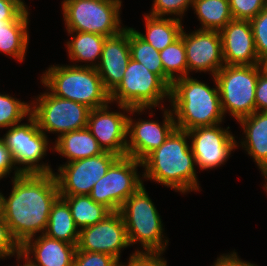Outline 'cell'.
I'll return each mask as SVG.
<instances>
[{
	"label": "cell",
	"instance_id": "obj_26",
	"mask_svg": "<svg viewBox=\"0 0 267 266\" xmlns=\"http://www.w3.org/2000/svg\"><path fill=\"white\" fill-rule=\"evenodd\" d=\"M80 230L75 224L68 204L59 197L52 205L45 229L46 236L77 246Z\"/></svg>",
	"mask_w": 267,
	"mask_h": 266
},
{
	"label": "cell",
	"instance_id": "obj_38",
	"mask_svg": "<svg viewBox=\"0 0 267 266\" xmlns=\"http://www.w3.org/2000/svg\"><path fill=\"white\" fill-rule=\"evenodd\" d=\"M24 0H0V23L15 20L26 8Z\"/></svg>",
	"mask_w": 267,
	"mask_h": 266
},
{
	"label": "cell",
	"instance_id": "obj_31",
	"mask_svg": "<svg viewBox=\"0 0 267 266\" xmlns=\"http://www.w3.org/2000/svg\"><path fill=\"white\" fill-rule=\"evenodd\" d=\"M30 103L0 93V128H10L31 114Z\"/></svg>",
	"mask_w": 267,
	"mask_h": 266
},
{
	"label": "cell",
	"instance_id": "obj_33",
	"mask_svg": "<svg viewBox=\"0 0 267 266\" xmlns=\"http://www.w3.org/2000/svg\"><path fill=\"white\" fill-rule=\"evenodd\" d=\"M249 22L253 32L257 56L261 61L267 56V6Z\"/></svg>",
	"mask_w": 267,
	"mask_h": 266
},
{
	"label": "cell",
	"instance_id": "obj_4",
	"mask_svg": "<svg viewBox=\"0 0 267 266\" xmlns=\"http://www.w3.org/2000/svg\"><path fill=\"white\" fill-rule=\"evenodd\" d=\"M41 76L47 91L60 98L86 105L90 109L110 104V93L93 67L51 65Z\"/></svg>",
	"mask_w": 267,
	"mask_h": 266
},
{
	"label": "cell",
	"instance_id": "obj_30",
	"mask_svg": "<svg viewBox=\"0 0 267 266\" xmlns=\"http://www.w3.org/2000/svg\"><path fill=\"white\" fill-rule=\"evenodd\" d=\"M159 53L164 73L172 81L188 76L186 50L181 36Z\"/></svg>",
	"mask_w": 267,
	"mask_h": 266
},
{
	"label": "cell",
	"instance_id": "obj_7",
	"mask_svg": "<svg viewBox=\"0 0 267 266\" xmlns=\"http://www.w3.org/2000/svg\"><path fill=\"white\" fill-rule=\"evenodd\" d=\"M261 65H224L214 76L223 114L237 121L256 111L255 89Z\"/></svg>",
	"mask_w": 267,
	"mask_h": 266
},
{
	"label": "cell",
	"instance_id": "obj_43",
	"mask_svg": "<svg viewBox=\"0 0 267 266\" xmlns=\"http://www.w3.org/2000/svg\"><path fill=\"white\" fill-rule=\"evenodd\" d=\"M0 217H4V195L0 192Z\"/></svg>",
	"mask_w": 267,
	"mask_h": 266
},
{
	"label": "cell",
	"instance_id": "obj_11",
	"mask_svg": "<svg viewBox=\"0 0 267 266\" xmlns=\"http://www.w3.org/2000/svg\"><path fill=\"white\" fill-rule=\"evenodd\" d=\"M138 166H142V162L137 159L119 157L94 184L89 196L111 212L119 211L122 204L143 185V177L137 173Z\"/></svg>",
	"mask_w": 267,
	"mask_h": 266
},
{
	"label": "cell",
	"instance_id": "obj_10",
	"mask_svg": "<svg viewBox=\"0 0 267 266\" xmlns=\"http://www.w3.org/2000/svg\"><path fill=\"white\" fill-rule=\"evenodd\" d=\"M31 102V115L41 131L61 135L87 127L90 108L86 105L63 99L44 92ZM47 131V132H46Z\"/></svg>",
	"mask_w": 267,
	"mask_h": 266
},
{
	"label": "cell",
	"instance_id": "obj_40",
	"mask_svg": "<svg viewBox=\"0 0 267 266\" xmlns=\"http://www.w3.org/2000/svg\"><path fill=\"white\" fill-rule=\"evenodd\" d=\"M255 108L258 112H267V74L261 71L255 89Z\"/></svg>",
	"mask_w": 267,
	"mask_h": 266
},
{
	"label": "cell",
	"instance_id": "obj_19",
	"mask_svg": "<svg viewBox=\"0 0 267 266\" xmlns=\"http://www.w3.org/2000/svg\"><path fill=\"white\" fill-rule=\"evenodd\" d=\"M130 59L129 27H125L116 35L106 37L100 61L95 69L109 93L122 81Z\"/></svg>",
	"mask_w": 267,
	"mask_h": 266
},
{
	"label": "cell",
	"instance_id": "obj_24",
	"mask_svg": "<svg viewBox=\"0 0 267 266\" xmlns=\"http://www.w3.org/2000/svg\"><path fill=\"white\" fill-rule=\"evenodd\" d=\"M146 34L132 28L138 36L156 50L161 51L176 41L183 30L182 20L177 18L154 17L145 14Z\"/></svg>",
	"mask_w": 267,
	"mask_h": 266
},
{
	"label": "cell",
	"instance_id": "obj_41",
	"mask_svg": "<svg viewBox=\"0 0 267 266\" xmlns=\"http://www.w3.org/2000/svg\"><path fill=\"white\" fill-rule=\"evenodd\" d=\"M213 264L211 266H256V264L242 261L235 251L230 254L220 255Z\"/></svg>",
	"mask_w": 267,
	"mask_h": 266
},
{
	"label": "cell",
	"instance_id": "obj_37",
	"mask_svg": "<svg viewBox=\"0 0 267 266\" xmlns=\"http://www.w3.org/2000/svg\"><path fill=\"white\" fill-rule=\"evenodd\" d=\"M161 255L158 253H132L127 265L118 262V266H167V261Z\"/></svg>",
	"mask_w": 267,
	"mask_h": 266
},
{
	"label": "cell",
	"instance_id": "obj_36",
	"mask_svg": "<svg viewBox=\"0 0 267 266\" xmlns=\"http://www.w3.org/2000/svg\"><path fill=\"white\" fill-rule=\"evenodd\" d=\"M21 253L20 244L14 239L3 217H0V259Z\"/></svg>",
	"mask_w": 267,
	"mask_h": 266
},
{
	"label": "cell",
	"instance_id": "obj_3",
	"mask_svg": "<svg viewBox=\"0 0 267 266\" xmlns=\"http://www.w3.org/2000/svg\"><path fill=\"white\" fill-rule=\"evenodd\" d=\"M176 79L170 87L172 112L176 128L189 131L197 127L222 124L225 115L222 112L219 89L200 82L193 77Z\"/></svg>",
	"mask_w": 267,
	"mask_h": 266
},
{
	"label": "cell",
	"instance_id": "obj_23",
	"mask_svg": "<svg viewBox=\"0 0 267 266\" xmlns=\"http://www.w3.org/2000/svg\"><path fill=\"white\" fill-rule=\"evenodd\" d=\"M29 12L26 8L15 20L0 23V52L22 62L29 43Z\"/></svg>",
	"mask_w": 267,
	"mask_h": 266
},
{
	"label": "cell",
	"instance_id": "obj_12",
	"mask_svg": "<svg viewBox=\"0 0 267 266\" xmlns=\"http://www.w3.org/2000/svg\"><path fill=\"white\" fill-rule=\"evenodd\" d=\"M118 158L115 153L105 151L100 155L58 166V173L54 175L60 196L89 195L94 184Z\"/></svg>",
	"mask_w": 267,
	"mask_h": 266
},
{
	"label": "cell",
	"instance_id": "obj_34",
	"mask_svg": "<svg viewBox=\"0 0 267 266\" xmlns=\"http://www.w3.org/2000/svg\"><path fill=\"white\" fill-rule=\"evenodd\" d=\"M233 19L251 20L266 6L267 0H229Z\"/></svg>",
	"mask_w": 267,
	"mask_h": 266
},
{
	"label": "cell",
	"instance_id": "obj_25",
	"mask_svg": "<svg viewBox=\"0 0 267 266\" xmlns=\"http://www.w3.org/2000/svg\"><path fill=\"white\" fill-rule=\"evenodd\" d=\"M67 32L69 35L72 34V39L66 42L68 57L70 60L76 61V63L78 61L87 62V64L91 62L88 65L84 64L80 66L96 68L101 58L102 48L106 37L89 32Z\"/></svg>",
	"mask_w": 267,
	"mask_h": 266
},
{
	"label": "cell",
	"instance_id": "obj_14",
	"mask_svg": "<svg viewBox=\"0 0 267 266\" xmlns=\"http://www.w3.org/2000/svg\"><path fill=\"white\" fill-rule=\"evenodd\" d=\"M217 124L193 128L188 132L191 141V149L195 157L196 165L201 170L213 169L227 161L233 149L239 146L230 127L221 128Z\"/></svg>",
	"mask_w": 267,
	"mask_h": 266
},
{
	"label": "cell",
	"instance_id": "obj_44",
	"mask_svg": "<svg viewBox=\"0 0 267 266\" xmlns=\"http://www.w3.org/2000/svg\"><path fill=\"white\" fill-rule=\"evenodd\" d=\"M262 71H264L267 74V56L264 57L260 62Z\"/></svg>",
	"mask_w": 267,
	"mask_h": 266
},
{
	"label": "cell",
	"instance_id": "obj_45",
	"mask_svg": "<svg viewBox=\"0 0 267 266\" xmlns=\"http://www.w3.org/2000/svg\"><path fill=\"white\" fill-rule=\"evenodd\" d=\"M263 175L262 176H264V178H265V184H264V188H265V191H266V193H267V171L266 172H264V173H262Z\"/></svg>",
	"mask_w": 267,
	"mask_h": 266
},
{
	"label": "cell",
	"instance_id": "obj_13",
	"mask_svg": "<svg viewBox=\"0 0 267 266\" xmlns=\"http://www.w3.org/2000/svg\"><path fill=\"white\" fill-rule=\"evenodd\" d=\"M122 112L108 111V104L96 109H91L88 115L87 128L96 138L104 151L115 153L119 157L127 156V119L129 114H141L148 108H130L119 105Z\"/></svg>",
	"mask_w": 267,
	"mask_h": 266
},
{
	"label": "cell",
	"instance_id": "obj_20",
	"mask_svg": "<svg viewBox=\"0 0 267 266\" xmlns=\"http://www.w3.org/2000/svg\"><path fill=\"white\" fill-rule=\"evenodd\" d=\"M76 249V245L41 234L28 239L21 246V253L35 266H73Z\"/></svg>",
	"mask_w": 267,
	"mask_h": 266
},
{
	"label": "cell",
	"instance_id": "obj_39",
	"mask_svg": "<svg viewBox=\"0 0 267 266\" xmlns=\"http://www.w3.org/2000/svg\"><path fill=\"white\" fill-rule=\"evenodd\" d=\"M14 168V169H13ZM14 171V178L20 174V166H15L11 152L6 147L5 143L0 139V180Z\"/></svg>",
	"mask_w": 267,
	"mask_h": 266
},
{
	"label": "cell",
	"instance_id": "obj_2",
	"mask_svg": "<svg viewBox=\"0 0 267 266\" xmlns=\"http://www.w3.org/2000/svg\"><path fill=\"white\" fill-rule=\"evenodd\" d=\"M187 138V131L175 128L164 143L142 161L145 171L142 177L183 194L199 191L195 157Z\"/></svg>",
	"mask_w": 267,
	"mask_h": 266
},
{
	"label": "cell",
	"instance_id": "obj_18",
	"mask_svg": "<svg viewBox=\"0 0 267 266\" xmlns=\"http://www.w3.org/2000/svg\"><path fill=\"white\" fill-rule=\"evenodd\" d=\"M220 35L225 65L260 64L249 20L232 19Z\"/></svg>",
	"mask_w": 267,
	"mask_h": 266
},
{
	"label": "cell",
	"instance_id": "obj_8",
	"mask_svg": "<svg viewBox=\"0 0 267 266\" xmlns=\"http://www.w3.org/2000/svg\"><path fill=\"white\" fill-rule=\"evenodd\" d=\"M164 98H170V87L158 75L133 59H130L122 81L110 93L111 103L150 110L161 105Z\"/></svg>",
	"mask_w": 267,
	"mask_h": 266
},
{
	"label": "cell",
	"instance_id": "obj_29",
	"mask_svg": "<svg viewBox=\"0 0 267 266\" xmlns=\"http://www.w3.org/2000/svg\"><path fill=\"white\" fill-rule=\"evenodd\" d=\"M129 48L131 59L142 63L150 72L158 75L169 87H171L173 81L164 73L159 51L141 39L130 27Z\"/></svg>",
	"mask_w": 267,
	"mask_h": 266
},
{
	"label": "cell",
	"instance_id": "obj_32",
	"mask_svg": "<svg viewBox=\"0 0 267 266\" xmlns=\"http://www.w3.org/2000/svg\"><path fill=\"white\" fill-rule=\"evenodd\" d=\"M152 5L149 15L154 17L174 15V18L181 20L189 6L191 7L193 5V0H154Z\"/></svg>",
	"mask_w": 267,
	"mask_h": 266
},
{
	"label": "cell",
	"instance_id": "obj_42",
	"mask_svg": "<svg viewBox=\"0 0 267 266\" xmlns=\"http://www.w3.org/2000/svg\"><path fill=\"white\" fill-rule=\"evenodd\" d=\"M17 261L19 262V259H23V261L25 262L23 265H16V266H35L25 255H23L22 253H19L18 255H16Z\"/></svg>",
	"mask_w": 267,
	"mask_h": 266
},
{
	"label": "cell",
	"instance_id": "obj_27",
	"mask_svg": "<svg viewBox=\"0 0 267 266\" xmlns=\"http://www.w3.org/2000/svg\"><path fill=\"white\" fill-rule=\"evenodd\" d=\"M192 9L202 24L199 30L220 32L233 19L229 0H193Z\"/></svg>",
	"mask_w": 267,
	"mask_h": 266
},
{
	"label": "cell",
	"instance_id": "obj_16",
	"mask_svg": "<svg viewBox=\"0 0 267 266\" xmlns=\"http://www.w3.org/2000/svg\"><path fill=\"white\" fill-rule=\"evenodd\" d=\"M160 107L164 111L162 125L154 120L139 119L136 121L128 115L127 156L142 162L151 152L159 148L176 128L171 109H164L163 104Z\"/></svg>",
	"mask_w": 267,
	"mask_h": 266
},
{
	"label": "cell",
	"instance_id": "obj_17",
	"mask_svg": "<svg viewBox=\"0 0 267 266\" xmlns=\"http://www.w3.org/2000/svg\"><path fill=\"white\" fill-rule=\"evenodd\" d=\"M183 38L188 76L192 71L210 72L213 76L225 65L222 55V39L219 31L199 30L185 33Z\"/></svg>",
	"mask_w": 267,
	"mask_h": 266
},
{
	"label": "cell",
	"instance_id": "obj_9",
	"mask_svg": "<svg viewBox=\"0 0 267 266\" xmlns=\"http://www.w3.org/2000/svg\"><path fill=\"white\" fill-rule=\"evenodd\" d=\"M27 120L28 123L11 126L0 139L11 152L15 165H22V174L54 173L49 164H39L48 151L47 135L40 130L31 114Z\"/></svg>",
	"mask_w": 267,
	"mask_h": 266
},
{
	"label": "cell",
	"instance_id": "obj_6",
	"mask_svg": "<svg viewBox=\"0 0 267 266\" xmlns=\"http://www.w3.org/2000/svg\"><path fill=\"white\" fill-rule=\"evenodd\" d=\"M61 3L67 31L110 37L125 29L120 19L121 0H64Z\"/></svg>",
	"mask_w": 267,
	"mask_h": 266
},
{
	"label": "cell",
	"instance_id": "obj_1",
	"mask_svg": "<svg viewBox=\"0 0 267 266\" xmlns=\"http://www.w3.org/2000/svg\"><path fill=\"white\" fill-rule=\"evenodd\" d=\"M12 189L4 197V219L22 246L45 232L52 205L60 197L54 173H30L12 177Z\"/></svg>",
	"mask_w": 267,
	"mask_h": 266
},
{
	"label": "cell",
	"instance_id": "obj_35",
	"mask_svg": "<svg viewBox=\"0 0 267 266\" xmlns=\"http://www.w3.org/2000/svg\"><path fill=\"white\" fill-rule=\"evenodd\" d=\"M118 260L106 253L75 251L73 266H118Z\"/></svg>",
	"mask_w": 267,
	"mask_h": 266
},
{
	"label": "cell",
	"instance_id": "obj_21",
	"mask_svg": "<svg viewBox=\"0 0 267 266\" xmlns=\"http://www.w3.org/2000/svg\"><path fill=\"white\" fill-rule=\"evenodd\" d=\"M245 138L240 146L248 152L256 162L261 173L267 171V112L255 111L253 114L237 121Z\"/></svg>",
	"mask_w": 267,
	"mask_h": 266
},
{
	"label": "cell",
	"instance_id": "obj_15",
	"mask_svg": "<svg viewBox=\"0 0 267 266\" xmlns=\"http://www.w3.org/2000/svg\"><path fill=\"white\" fill-rule=\"evenodd\" d=\"M130 247L125 223L119 211L111 212L100 222L82 228L77 250L106 253L118 261L121 250Z\"/></svg>",
	"mask_w": 267,
	"mask_h": 266
},
{
	"label": "cell",
	"instance_id": "obj_28",
	"mask_svg": "<svg viewBox=\"0 0 267 266\" xmlns=\"http://www.w3.org/2000/svg\"><path fill=\"white\" fill-rule=\"evenodd\" d=\"M60 197L68 204L79 230L100 222L111 213L108 208L93 201L89 195Z\"/></svg>",
	"mask_w": 267,
	"mask_h": 266
},
{
	"label": "cell",
	"instance_id": "obj_22",
	"mask_svg": "<svg viewBox=\"0 0 267 266\" xmlns=\"http://www.w3.org/2000/svg\"><path fill=\"white\" fill-rule=\"evenodd\" d=\"M53 151L67 158V162L100 155L105 151L86 127L74 130L56 138Z\"/></svg>",
	"mask_w": 267,
	"mask_h": 266
},
{
	"label": "cell",
	"instance_id": "obj_5",
	"mask_svg": "<svg viewBox=\"0 0 267 266\" xmlns=\"http://www.w3.org/2000/svg\"><path fill=\"white\" fill-rule=\"evenodd\" d=\"M119 213L125 223L130 246L141 244L142 251L134 253H164L169 240L163 234L162 219L144 184L122 204Z\"/></svg>",
	"mask_w": 267,
	"mask_h": 266
}]
</instances>
